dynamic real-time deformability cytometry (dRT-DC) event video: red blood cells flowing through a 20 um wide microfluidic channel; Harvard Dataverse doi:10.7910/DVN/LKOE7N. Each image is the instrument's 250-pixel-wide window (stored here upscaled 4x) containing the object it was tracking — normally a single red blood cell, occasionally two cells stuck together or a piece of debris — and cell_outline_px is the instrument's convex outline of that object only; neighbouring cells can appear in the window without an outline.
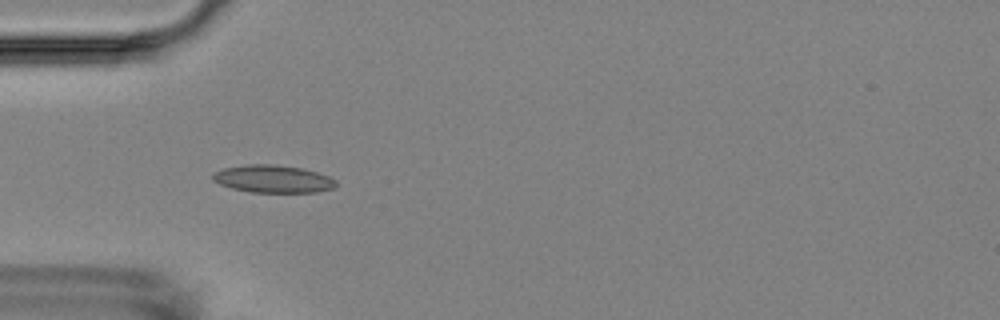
{"species": "Egyptian fruit bat (a non-hibernating species)", "species_latin": "Rousettus aegyptiacus", "temperature_condition": "room temperature", "stored_images_in_passage": 10, "camera_frame_rate_fps": 3000, "um_per_image_px": 0.085, "animal": {"sex": "female"}, "frame": {"image": 1, "passage_image": 4, "time_ms": 4.0, "image_size_px": [1000, 320], "cell_outline_px": [[336, 184], [332, 188], [316, 192], [252, 192], [232, 188], [220, 184], [212, 180], [212, 172], [224, 168], [248, 164], [272, 164], [304, 168], [328, 176], [336, 180]], "centroid_in_image_um": [23.18, 15.2], "position_along_channel_um": 61.8, "area_um2": 19.77}}
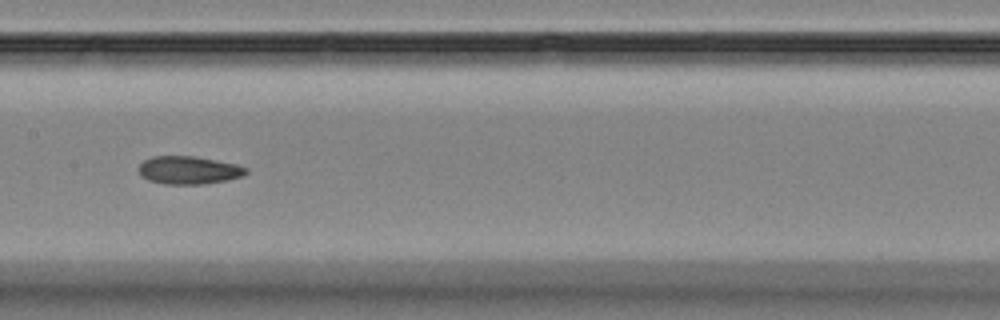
{"frame": {"image": 2, "passage_image": 7, "time_ms": 7.667, "image_size_px": [1000, 320], "cell_outline_px": [[248, 172], [244, 176], [228, 180], [204, 184], [164, 184], [148, 180], [140, 176], [140, 164], [144, 160], [152, 156], [196, 156], [236, 164], [248, 168]], "centroid_in_image_um": [16.07, 14.46], "position_along_channel_um": 191.3, "area_um2": 17.63}}
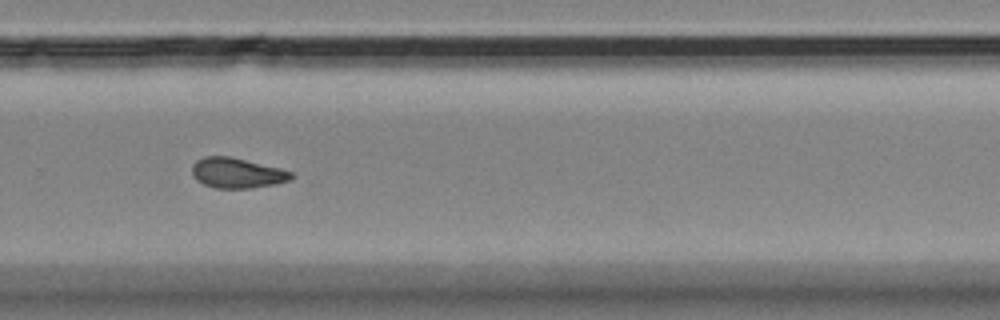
{"frame": {"image": 3, "passage_image": 10, "time_ms": 11.0, "image_size_px": [1000, 320], "cell_outline_px": [[292, 180], [276, 184], [252, 188], [216, 188], [204, 184], [196, 180], [192, 176], [192, 164], [196, 160], [204, 156], [228, 156], [280, 168], [292, 172]], "centroid_in_image_um": [20.13, 14.71], "position_along_channel_um": 309.7, "area_um2": 17.51}}